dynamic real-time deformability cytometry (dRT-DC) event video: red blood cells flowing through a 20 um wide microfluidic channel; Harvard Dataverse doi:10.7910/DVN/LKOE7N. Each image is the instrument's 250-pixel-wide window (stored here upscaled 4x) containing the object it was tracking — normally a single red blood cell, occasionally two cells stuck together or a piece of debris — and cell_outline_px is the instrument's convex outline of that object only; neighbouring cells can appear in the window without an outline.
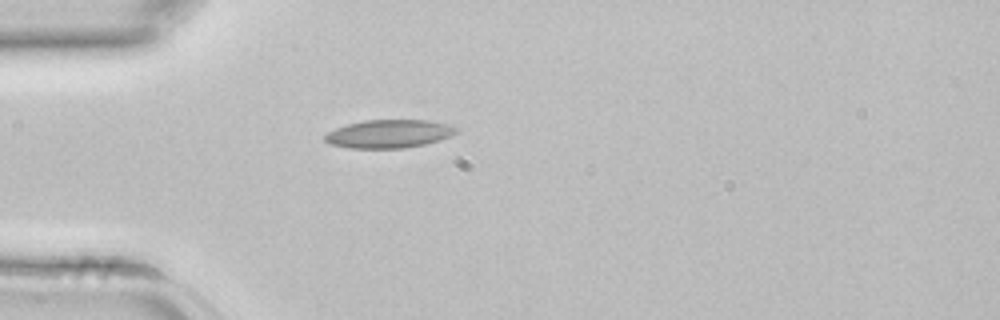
{"species": "common noctule bat (a hibernating species)", "species_latin": "Nyctalus noctula", "temperature_condition": "room temperature", "stored_images_in_passage": 1, "camera_frame_rate_fps": 3000, "um_per_image_px": 0.085, "animal": {"sex": "female", "body_mass_g": 22.7, "forearm_length_mm": 54.2}, "frame": {"image": 1, "passage_image": 1, "time_ms": 0.0, "image_size_px": [1000, 320], "cell_outline_px": [[460, 132], [452, 136], [440, 140], [424, 144], [404, 148], [348, 148], [328, 144], [324, 140], [324, 136], [328, 132], [336, 128], [348, 124], [364, 120], [428, 120], [448, 124], [460, 128]], "centroid_in_image_um": [33.1, 11.37], "position_along_channel_um": 51.9, "area_um2": 21.85}}